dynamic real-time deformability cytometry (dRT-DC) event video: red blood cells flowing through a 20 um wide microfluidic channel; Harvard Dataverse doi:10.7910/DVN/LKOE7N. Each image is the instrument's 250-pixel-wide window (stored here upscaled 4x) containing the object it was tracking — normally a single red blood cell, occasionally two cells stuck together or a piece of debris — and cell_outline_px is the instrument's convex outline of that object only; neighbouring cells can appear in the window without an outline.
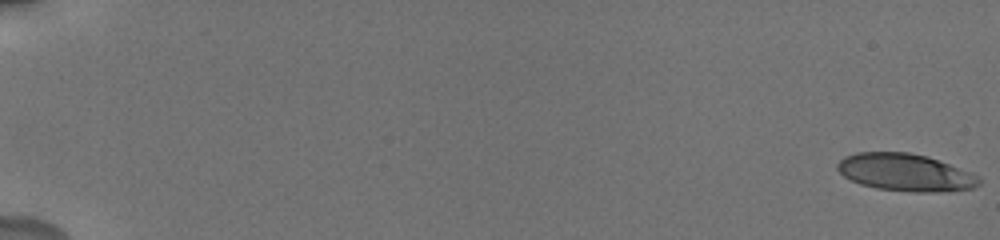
{"species": "human", "species_latin": "Homo sapiens", "temperature_condition": "cold", "stored_images_in_passage": 58, "camera_frame_rate_fps": 3000, "um_per_image_px": 0.085, "donor": {"sex": "male"}, "frame": {"image": 1, "passage_image": 1, "time_ms": 0.0, "image_size_px": [1000, 240], "cell_outline_px": [[980, 184], [972, 188], [936, 192], [912, 192], [876, 188], [860, 184], [844, 176], [836, 168], [836, 164], [844, 156], [856, 152], [908, 152], [924, 156], [948, 164], [980, 176]], "centroid_in_image_um": [76.91, 14.66], "position_along_channel_um": 8.1, "area_um2": 30.58}}